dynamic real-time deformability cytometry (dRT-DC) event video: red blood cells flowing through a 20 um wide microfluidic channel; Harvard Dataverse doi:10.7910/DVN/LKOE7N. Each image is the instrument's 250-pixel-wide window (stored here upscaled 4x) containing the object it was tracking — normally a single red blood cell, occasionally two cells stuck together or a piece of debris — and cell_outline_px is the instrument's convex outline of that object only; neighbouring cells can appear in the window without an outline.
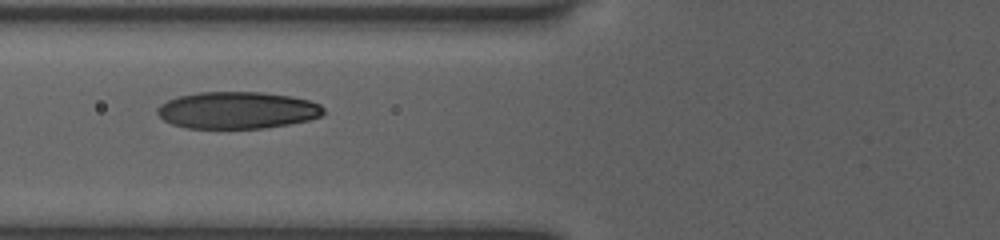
{"species": "human", "species_latin": "Homo sapiens", "temperature_condition": "room temperature", "stored_images_in_passage": 16, "camera_frame_rate_fps": 3000, "um_per_image_px": 0.085, "donor": {"sex": "female"}, "frame": {"image": 1, "passage_image": 9, "time_ms": 2.667, "image_size_px": [1000, 240], "cell_outline_px": [[324, 112], [320, 116], [308, 120], [288, 124], [264, 128], [188, 128], [172, 124], [164, 120], [156, 112], [156, 108], [160, 104], [168, 100], [180, 96], [200, 92], [260, 92], [292, 96], [308, 100], [320, 104], [324, 108]], "centroid_in_image_um": [20.16, 9.37], "position_along_channel_um": 105.6, "area_um2": 35.72}}
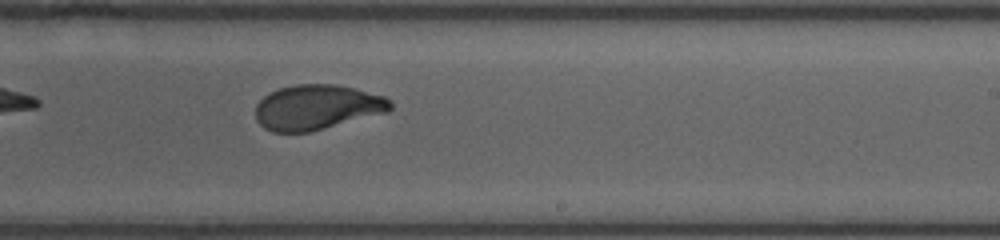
{"frame": {"image": 2, "passage_image": 15, "time_ms": 4.667, "image_size_px": [1000, 240], "cell_outline_px": [[392, 108], [388, 112], [308, 132], [272, 132], [264, 128], [256, 120], [256, 104], [268, 92], [280, 88], [296, 84], [336, 84], [384, 96], [392, 100]], "centroid_in_image_um": [26.93, 9.11], "position_along_channel_um": 262.1, "area_um2": 35.32}}
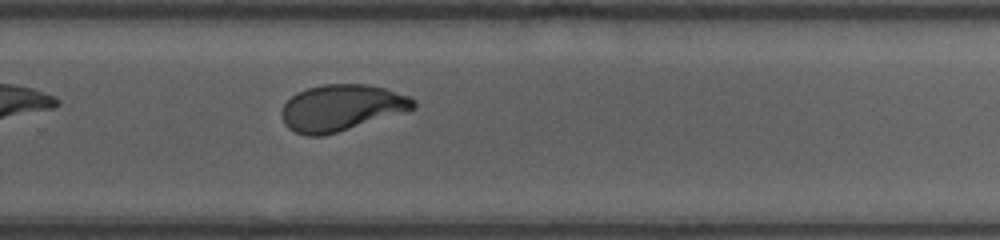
{"frame": {"image": 3, "passage_image": 16, "time_ms": 5.0, "image_size_px": [1000, 240], "cell_outline_px": [[416, 108], [408, 112], [324, 136], [308, 136], [296, 132], [288, 128], [284, 124], [280, 116], [280, 108], [296, 92], [308, 88], [324, 84], [364, 84], [384, 88], [408, 96], [416, 100]], "centroid_in_image_um": [29.02, 9.17], "position_along_channel_um": 300.8, "area_um2": 35.95}}